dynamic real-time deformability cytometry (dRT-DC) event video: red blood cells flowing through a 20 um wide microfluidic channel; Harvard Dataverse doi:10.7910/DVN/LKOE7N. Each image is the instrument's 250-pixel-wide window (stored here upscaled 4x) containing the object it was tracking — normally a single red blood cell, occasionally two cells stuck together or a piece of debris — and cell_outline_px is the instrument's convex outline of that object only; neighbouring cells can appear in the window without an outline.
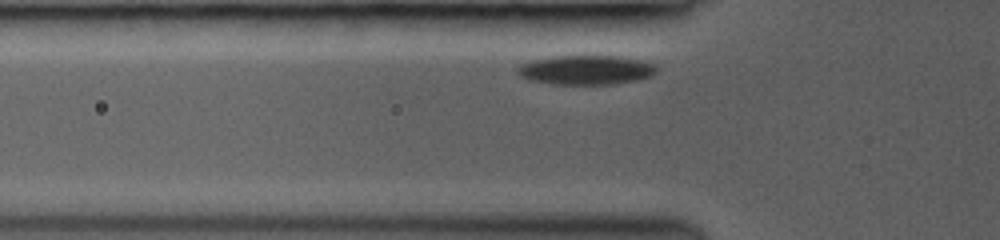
{"species": "common noctule bat (a hibernating species)", "species_latin": "Nyctalus noctula", "temperature_condition": "room temperature", "stored_images_in_passage": 16, "camera_frame_rate_fps": 3000, "um_per_image_px": 0.085, "animal": {"sex": "female", "body_mass_g": 19.0, "forearm_length_mm": 53.3}, "frame": {"image": 1, "passage_image": 4, "time_ms": 0.667, "image_size_px": [1000, 240], "cell_outline_px": [[660, 68], [652, 76], [636, 80], [612, 84], [552, 84], [528, 80], [520, 76], [516, 72], [516, 68], [520, 64], [532, 60], [556, 56], [620, 56], [640, 60], [656, 64]], "centroid_in_image_um": [49.82, 5.94], "position_along_channel_um": 76.0, "area_um2": 23.99}}
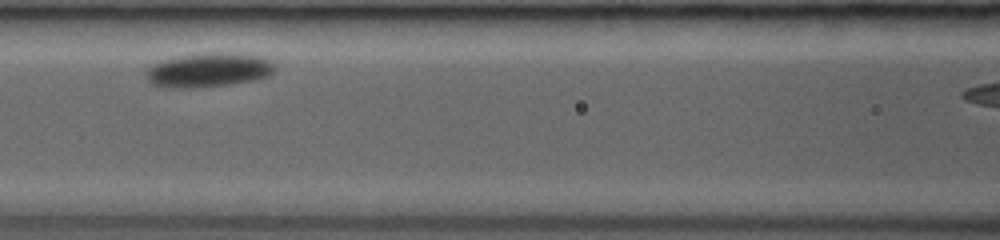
{"frame": {"image": 2, "passage_image": 11, "time_ms": 2.667, "image_size_px": [1000, 240], "cell_outline_px": [[276, 68], [268, 76], [256, 80], [200, 88], [164, 88], [152, 84], [148, 80], [148, 68], [152, 64], [164, 60], [180, 56], [208, 52], [240, 52], [260, 56], [276, 64]], "centroid_in_image_um": [17.77, 5.95], "position_along_channel_um": 148.8, "area_um2": 25.95}}
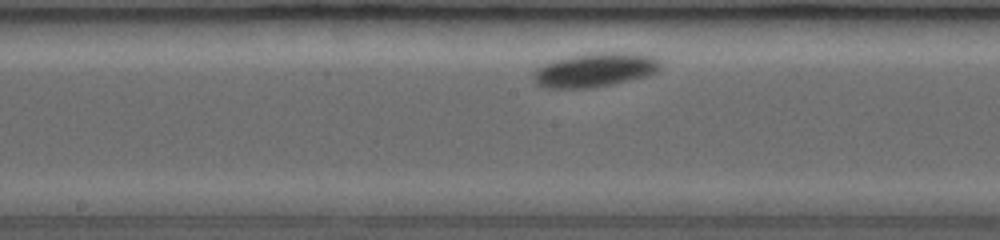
{"frame": {"image": 3, "passage_image": 14, "time_ms": 4.0, "image_size_px": [1000, 240], "cell_outline_px": [[664, 60], [660, 68], [656, 72], [648, 76], [616, 84], [592, 88], [544, 88], [536, 84], [532, 76], [536, 68], [544, 64], [568, 56], [588, 52], [640, 52], [660, 56]], "centroid_in_image_um": [50.69, 5.92], "position_along_channel_um": 197.5, "area_um2": 26.24}}